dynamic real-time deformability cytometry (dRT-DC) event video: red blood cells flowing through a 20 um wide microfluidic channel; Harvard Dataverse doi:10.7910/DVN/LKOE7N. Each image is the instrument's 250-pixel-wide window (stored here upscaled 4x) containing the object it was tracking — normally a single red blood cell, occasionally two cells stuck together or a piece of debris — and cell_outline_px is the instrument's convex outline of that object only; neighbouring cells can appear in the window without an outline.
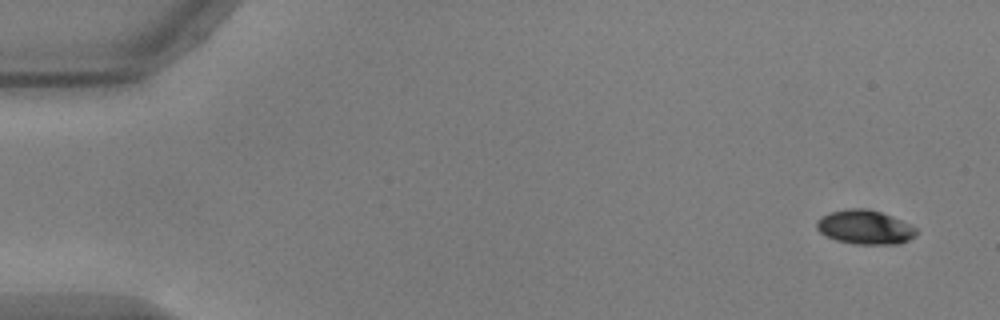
{"species": "common noctule bat (a hibernating species)", "species_latin": "Nyctalus noctula", "temperature_condition": "warm", "stored_images_in_passage": 53, "camera_frame_rate_fps": 3000, "um_per_image_px": 0.085, "animal": {"sex": "male", "body_mass_g": 17.9, "forearm_length_mm": 54.2}, "frame": {"image": 1, "passage_image": 1, "time_ms": 0.0, "image_size_px": [1000, 320], "cell_outline_px": [[916, 232], [908, 240], [900, 244], [856, 244], [836, 240], [824, 236], [816, 228], [816, 220], [820, 216], [828, 212], [844, 208], [868, 208], [892, 216], [912, 224], [916, 228]], "centroid_in_image_um": [73.47, 19.29], "position_along_channel_um": 11.5, "area_um2": 20.11}}
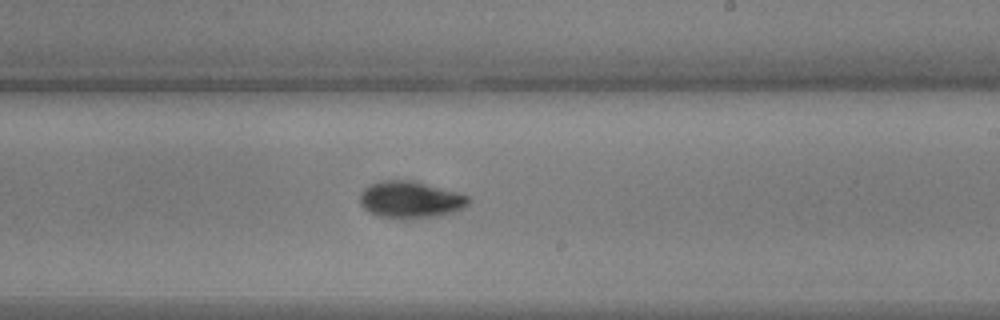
{"frame": {"image": 2, "passage_image": 31, "time_ms": 10.0, "image_size_px": [1000, 320], "cell_outline_px": [[472, 200], [464, 208], [440, 216], [376, 216], [368, 212], [360, 204], [360, 192], [368, 184], [380, 180], [416, 180], [456, 192], [468, 196]], "centroid_in_image_um": [34.87, 16.92], "position_along_channel_um": 254.1, "area_um2": 23.06}}
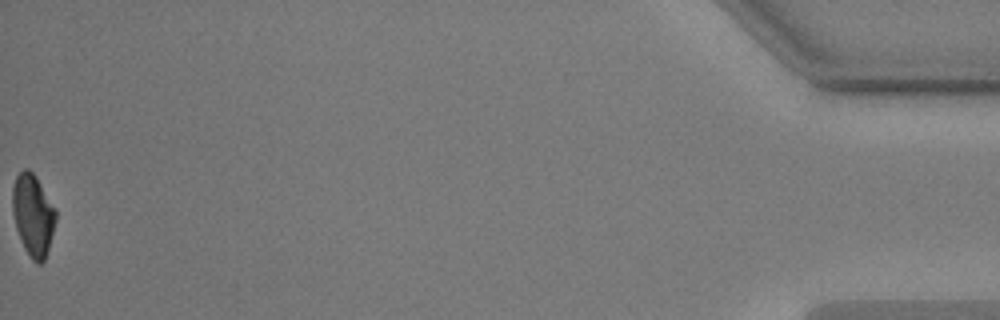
{"frame": {"image": 3, "passage_image": 53, "time_ms": 17.333, "image_size_px": [1000, 320], "cell_outline_px": [[56, 220], [48, 248], [44, 260], [40, 264], [36, 264], [28, 256], [20, 240], [16, 228], [12, 212], [12, 188], [16, 176], [24, 168], [28, 168], [36, 176], [56, 208]], "centroid_in_image_um": [2.79, 18.27], "position_along_channel_um": 432.4, "area_um2": 20.81}, "authors_computed_cell_mechanics": {"area_um2": 21.675, "velocity_mm_per_s": 3.729, "shape_relaxation_time_tau1_ms": 3.9614, "shape_relaxation_time_tau2_ms": 4.5865, "deformation_change_tau1": 0.1407, "deformation_change_tau2": 0.0727}}